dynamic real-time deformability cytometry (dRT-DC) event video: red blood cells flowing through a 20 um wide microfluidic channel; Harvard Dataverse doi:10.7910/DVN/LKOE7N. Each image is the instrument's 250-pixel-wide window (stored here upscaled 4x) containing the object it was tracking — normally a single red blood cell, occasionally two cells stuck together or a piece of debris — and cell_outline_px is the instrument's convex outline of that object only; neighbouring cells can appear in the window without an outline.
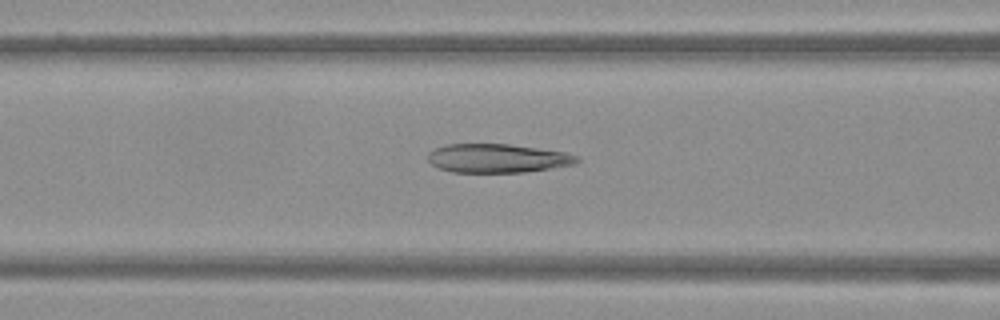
{"species": "Egyptian fruit bat (a non-hibernating species)", "species_latin": "Rousettus aegyptiacus", "temperature_condition": "warm", "stored_images_in_passage": 50, "camera_frame_rate_fps": 3000, "um_per_image_px": 0.085, "frame": {"image": 1, "passage_image": 21, "time_ms": 6.667, "image_size_px": [1000, 320], "cell_outline_px": [[580, 160], [576, 164], [524, 172], [452, 172], [436, 168], [428, 160], [428, 152], [436, 148], [448, 144], [508, 144], [564, 152], [576, 156]], "centroid_in_image_um": [42.25, 13.46], "position_along_channel_um": 124.4, "area_um2": 24.85}}
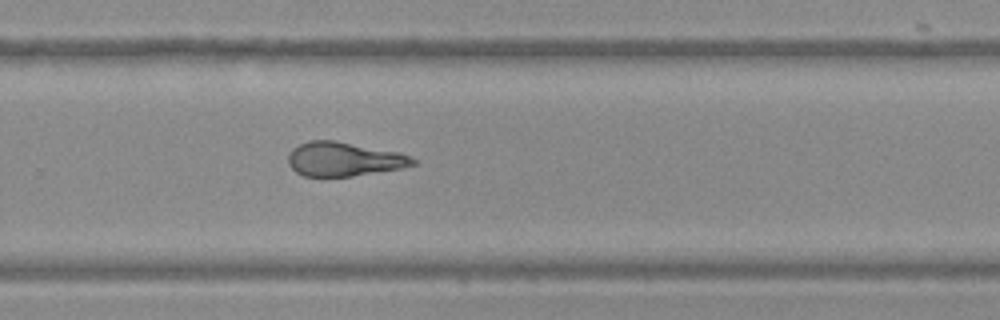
{"frame": {"image": 2, "passage_image": 34, "time_ms": 11.0, "image_size_px": [1000, 320], "cell_outline_px": [[420, 164], [404, 168], [352, 176], [304, 176], [296, 172], [288, 164], [288, 152], [292, 148], [300, 144], [312, 140], [336, 140], [400, 152], [412, 156]], "centroid_in_image_um": [29.29, 13.52], "position_along_channel_um": 300.5, "area_um2": 25.14}}
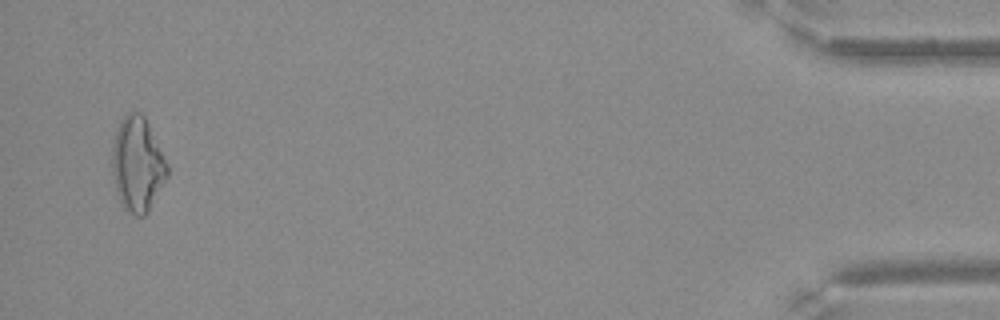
{"frame": {"image": 3, "passage_image": 49, "time_ms": 16.0, "image_size_px": [1000, 320], "cell_outline_px": [[168, 176], [148, 212], [144, 216], [136, 216], [124, 208], [120, 204], [108, 164], [116, 132], [120, 120], [128, 112], [140, 112], [144, 116], [168, 164]], "centroid_in_image_um": [11.64, 13.99], "position_along_channel_um": 423.6, "area_um2": 30.81}}